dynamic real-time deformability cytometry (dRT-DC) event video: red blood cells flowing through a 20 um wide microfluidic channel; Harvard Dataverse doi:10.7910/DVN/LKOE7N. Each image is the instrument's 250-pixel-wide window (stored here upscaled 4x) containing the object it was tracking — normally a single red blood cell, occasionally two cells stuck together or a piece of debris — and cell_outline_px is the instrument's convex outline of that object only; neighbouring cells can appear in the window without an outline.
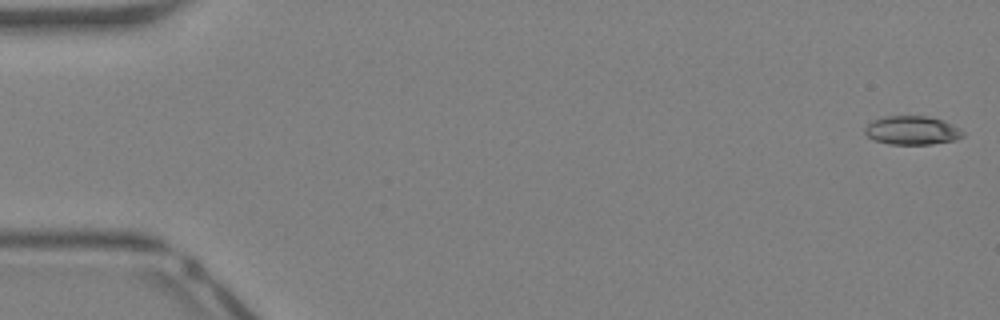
{"species": "Egyptian fruit bat (a non-hibernating species)", "species_latin": "Rousettus aegyptiacus", "temperature_condition": "warm", "stored_images_in_passage": 42, "camera_frame_rate_fps": 3000, "um_per_image_px": 0.085, "animal": {"sex": "female"}, "frame": {"image": 1, "passage_image": 1, "time_ms": 0.0, "image_size_px": [1000, 320], "cell_outline_px": [[964, 136], [956, 140], [932, 144], [888, 144], [876, 140], [868, 136], [864, 132], [864, 128], [872, 120], [884, 116], [928, 116], [944, 120], [960, 128], [964, 132]], "centroid_in_image_um": [77.55, 11.07], "position_along_channel_um": 7.4, "area_um2": 16.53}}
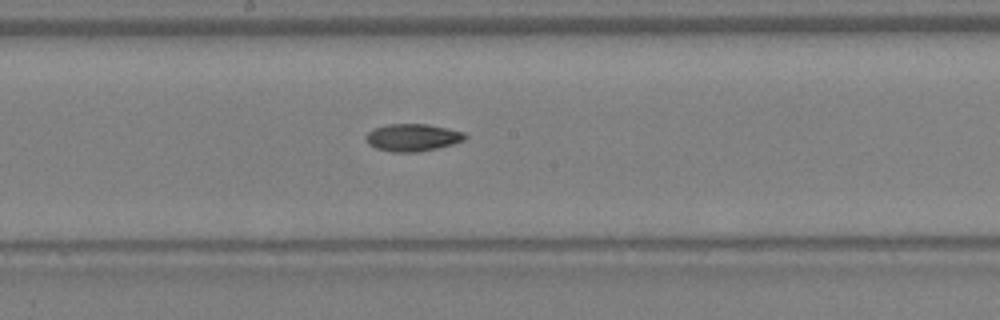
{"frame": {"image": 2, "passage_image": 23, "time_ms": 7.333, "image_size_px": [1000, 320], "cell_outline_px": [[468, 136], [464, 140], [452, 144], [436, 148], [416, 152], [392, 152], [376, 148], [368, 144], [364, 136], [372, 128], [388, 124], [428, 124], [448, 128], [464, 132]], "centroid_in_image_um": [35.05, 11.68], "position_along_channel_um": 213.2, "area_um2": 15.9}}
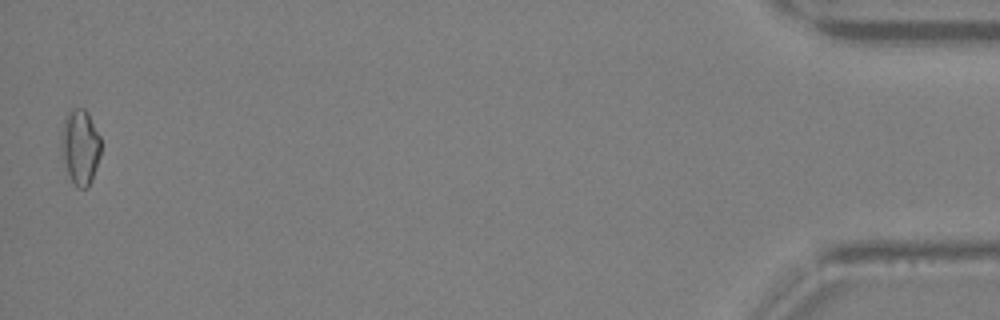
{"frame": {"image": 3, "passage_image": 42, "time_ms": 13.667, "image_size_px": [1000, 320], "cell_outline_px": [[100, 156], [92, 180], [88, 188], [76, 188], [60, 156], [60, 136], [64, 120], [68, 112], [72, 108], [84, 108], [88, 112], [100, 136]], "centroid_in_image_um": [6.8, 12.48], "position_along_channel_um": 428.4, "area_um2": 17.69}, "authors_computed_cell_mechanics": {"area_um2": 15.7216, "velocity_mm_per_s": 4.898, "shape_relaxation_time_tau1_ms": null, "shape_relaxation_time_tau2_ms": 3.2844, "deformation_change_tau1": null, "deformation_change_tau2": 0.1046}}